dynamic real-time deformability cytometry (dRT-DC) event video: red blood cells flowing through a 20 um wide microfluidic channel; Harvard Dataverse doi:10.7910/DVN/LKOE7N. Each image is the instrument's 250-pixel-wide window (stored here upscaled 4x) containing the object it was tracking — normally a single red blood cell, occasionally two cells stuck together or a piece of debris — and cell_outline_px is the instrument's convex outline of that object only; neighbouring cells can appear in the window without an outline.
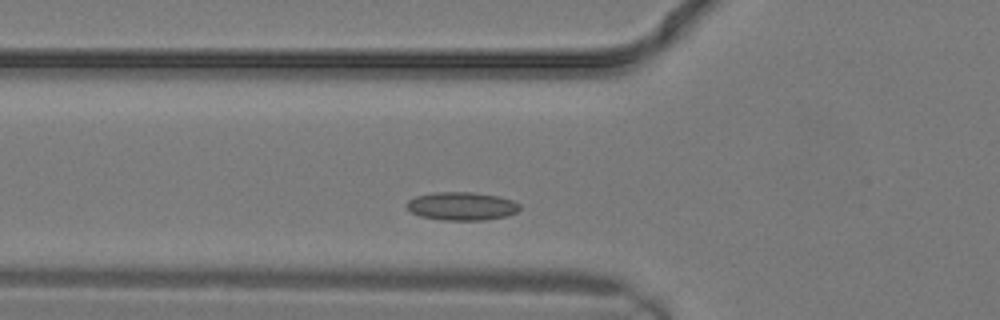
{"species": "common noctule bat (a hibernating species)", "species_latin": "Nyctalus noctula", "temperature_condition": "warm", "stored_images_in_passage": 13, "camera_frame_rate_fps": 3000, "um_per_image_px": 0.085, "animal": {"sex": "male", "body_mass_g": 19.2, "forearm_length_mm": 51.8}, "frame": {"image": 1, "passage_image": 4, "time_ms": 1.0, "image_size_px": [1000, 320], "cell_outline_px": [[520, 208], [516, 212], [508, 216], [484, 220], [440, 220], [420, 216], [412, 212], [404, 204], [408, 200], [416, 196], [432, 192], [476, 192], [500, 196], [512, 200], [520, 204]], "centroid_in_image_um": [39.25, 17.51], "position_along_channel_um": 86.6, "area_um2": 18.84}}
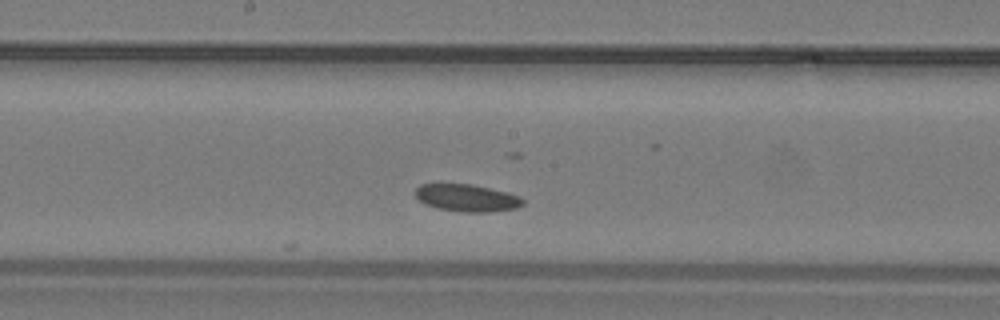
{"frame": {"image": 2, "passage_image": 9, "time_ms": 2.667, "image_size_px": [1000, 320], "cell_outline_px": [[524, 204], [516, 208], [488, 212], [464, 212], [436, 208], [424, 204], [416, 196], [416, 188], [420, 184], [472, 184], [520, 196], [524, 200]], "centroid_in_image_um": [39.67, 16.83], "position_along_channel_um": 208.5, "area_um2": 16.94}}
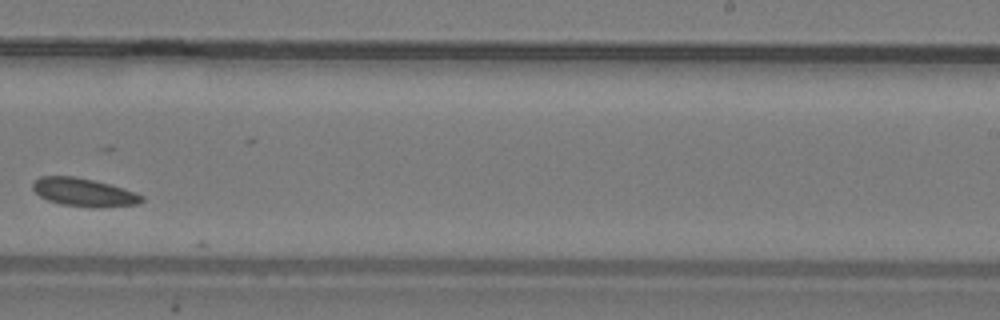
{"frame": {"image": 3, "passage_image": 12, "time_ms": 3.667, "image_size_px": [1000, 320], "cell_outline_px": [[144, 200], [140, 204], [100, 208], [96, 208], [60, 204], [48, 200], [40, 196], [32, 188], [32, 184], [40, 176], [72, 176], [92, 180], [108, 184], [136, 192], [144, 196]], "centroid_in_image_um": [7.16, 16.36], "position_along_channel_um": 281.8, "area_um2": 17.92}}